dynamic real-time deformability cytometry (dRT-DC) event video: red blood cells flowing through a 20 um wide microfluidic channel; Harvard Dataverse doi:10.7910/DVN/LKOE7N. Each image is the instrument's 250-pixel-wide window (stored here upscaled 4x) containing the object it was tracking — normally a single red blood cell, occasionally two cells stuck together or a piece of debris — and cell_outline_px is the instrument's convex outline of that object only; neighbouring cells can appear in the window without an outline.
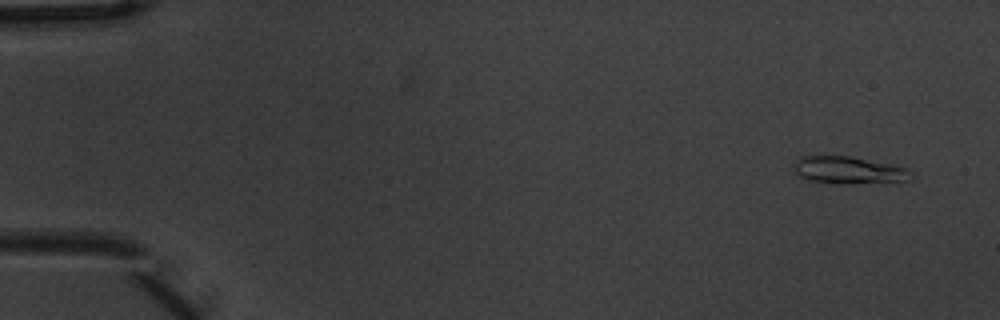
{"species": "common noctule bat (a hibernating species)", "species_latin": "Nyctalus noctula", "temperature_condition": "warm", "stored_images_in_passage": 5, "camera_frame_rate_fps": 3000, "um_per_image_px": 0.085, "animal": {"sex": "male", "body_mass_g": 20.1, "forearm_length_mm": 53.5}, "frame": {"image": 1, "passage_image": 1, "time_ms": 0.0, "image_size_px": [1000, 320], "cell_outline_px": [[912, 180], [844, 184], [836, 184], [808, 180], [796, 176], [796, 164], [800, 156], [848, 156], [908, 168], [912, 172]], "centroid_in_image_um": [72.14, 14.48], "position_along_channel_um": 12.9, "area_um2": 18.44}}